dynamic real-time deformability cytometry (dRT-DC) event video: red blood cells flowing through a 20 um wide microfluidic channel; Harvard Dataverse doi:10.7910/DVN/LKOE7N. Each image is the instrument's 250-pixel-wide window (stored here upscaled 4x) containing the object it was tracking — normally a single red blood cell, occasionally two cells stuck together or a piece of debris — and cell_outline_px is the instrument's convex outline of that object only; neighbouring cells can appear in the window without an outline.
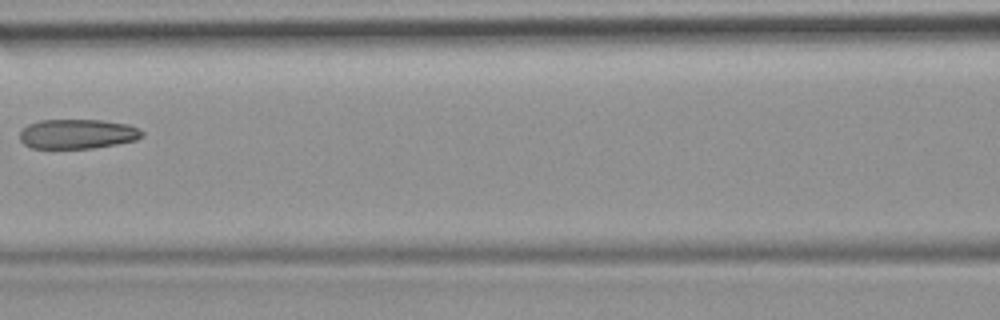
{"species": "common noctule bat (a hibernating species)", "species_latin": "Nyctalus noctula", "temperature_condition": "room temperature", "stored_images_in_passage": 8, "camera_frame_rate_fps": 3000, "um_per_image_px": 0.085, "animal": {"sex": "female", "body_mass_g": 19.9}, "frame": {"image": 1, "passage_image": 6, "time_ms": 6.667, "image_size_px": [1000, 320], "cell_outline_px": [[144, 136], [136, 140], [116, 144], [92, 148], [32, 148], [24, 144], [20, 140], [20, 132], [28, 124], [40, 120], [104, 120], [128, 124], [140, 128], [144, 132]], "centroid_in_image_um": [6.62, 11.38], "position_along_channel_um": 160.0, "area_um2": 21.21}}
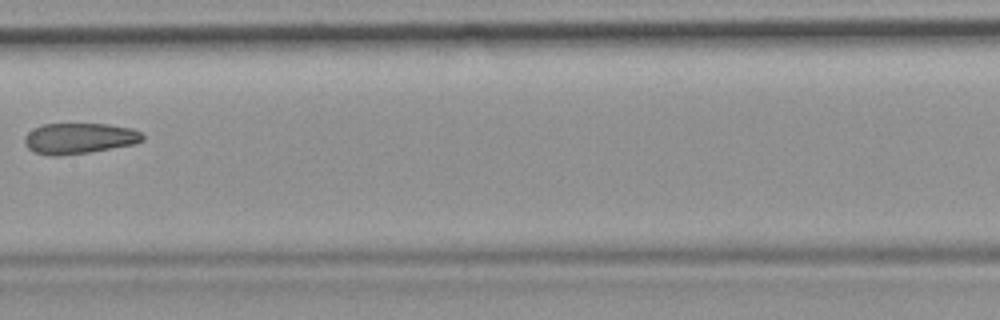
{"frame": {"image": 2, "passage_image": 7, "time_ms": 7.667, "image_size_px": [1000, 320], "cell_outline_px": [[144, 140], [136, 144], [88, 152], [60, 156], [48, 156], [36, 152], [28, 148], [24, 144], [24, 140], [28, 132], [32, 128], [40, 124], [108, 124], [132, 128], [140, 132], [144, 136]], "centroid_in_image_um": [6.73, 11.76], "position_along_channel_um": 200.7, "area_um2": 21.33}}